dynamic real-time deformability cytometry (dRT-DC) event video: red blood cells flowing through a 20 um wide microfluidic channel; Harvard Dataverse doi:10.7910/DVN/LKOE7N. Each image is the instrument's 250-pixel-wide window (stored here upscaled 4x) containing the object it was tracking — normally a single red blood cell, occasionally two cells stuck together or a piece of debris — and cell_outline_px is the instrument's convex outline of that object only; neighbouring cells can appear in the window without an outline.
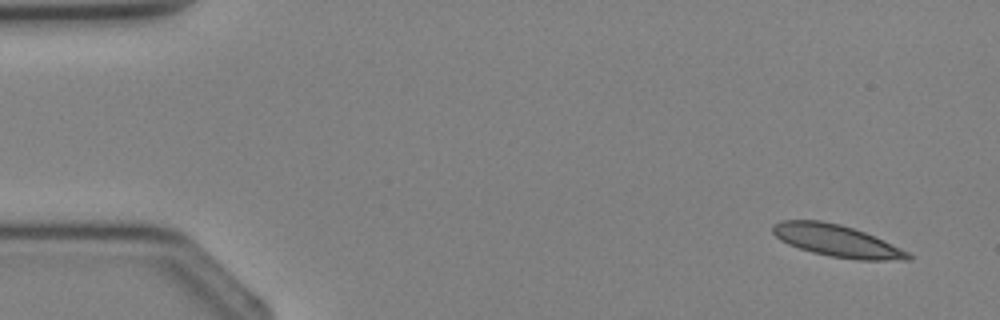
{"species": "Egyptian fruit bat (a non-hibernating species)", "species_latin": "Rousettus aegyptiacus", "temperature_condition": "cold", "stored_images_in_passage": 3, "camera_frame_rate_fps": 3000, "um_per_image_px": 0.085, "animal": {"sex": "female"}, "frame": {"image": 1, "passage_image": 1, "time_ms": 0.0, "image_size_px": [1000, 320], "cell_outline_px": [[912, 260], [856, 260], [832, 256], [812, 252], [788, 244], [780, 240], [772, 232], [772, 224], [780, 220], [820, 220], [840, 224], [864, 232], [884, 240], [908, 252], [912, 256]], "centroid_in_image_um": [71.11, 20.46], "position_along_channel_um": 13.9, "area_um2": 25.14}}
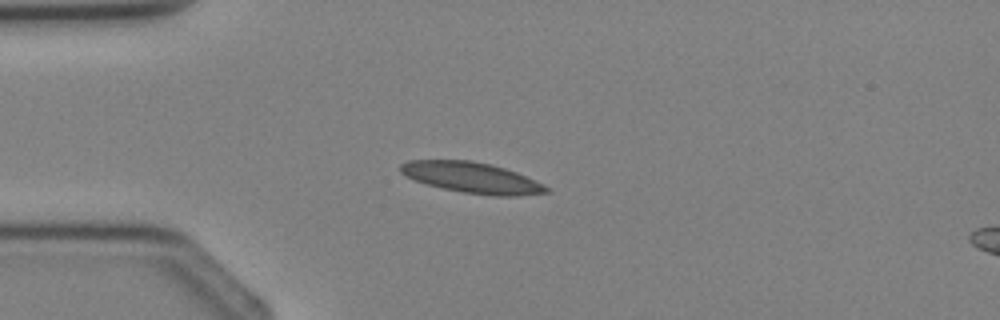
{"frame": {"image": 2, "passage_image": 3, "time_ms": 2.333, "image_size_px": [1000, 320], "cell_outline_px": [[552, 192], [516, 196], [496, 196], [464, 192], [444, 188], [428, 184], [416, 180], [400, 172], [400, 164], [408, 160], [468, 160], [488, 164], [504, 168], [516, 172], [544, 184]], "centroid_in_image_um": [40.14, 15.1], "position_along_channel_um": 44.9, "area_um2": 25.78}}